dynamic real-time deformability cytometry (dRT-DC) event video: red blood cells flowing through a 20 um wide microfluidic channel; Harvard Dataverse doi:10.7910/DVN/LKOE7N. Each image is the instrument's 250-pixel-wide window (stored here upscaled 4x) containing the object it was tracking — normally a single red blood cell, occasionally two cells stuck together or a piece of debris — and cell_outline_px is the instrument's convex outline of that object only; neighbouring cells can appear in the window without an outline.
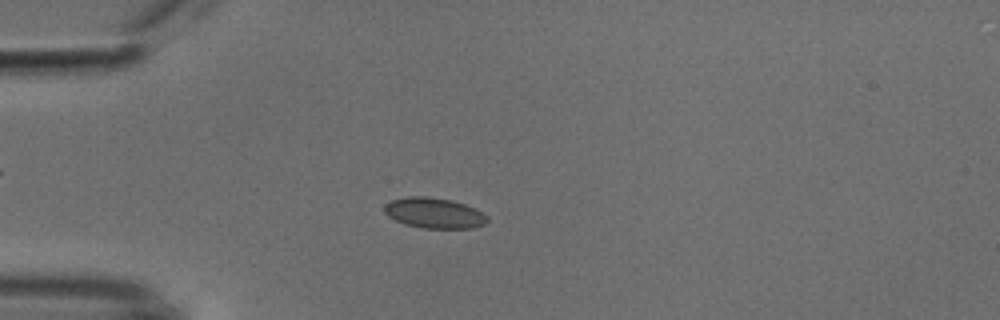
{"species": "common noctule bat (a hibernating species)", "species_latin": "Nyctalus noctula", "temperature_condition": "cold", "stored_images_in_passage": 53, "camera_frame_rate_fps": 3000, "um_per_image_px": 0.085, "animal": {"sex": "male", "body_mass_g": 18.8}, "frame": {"image": 1, "passage_image": 14, "time_ms": 4.333, "image_size_px": [1000, 320], "cell_outline_px": [[488, 220], [484, 224], [472, 228], [424, 228], [404, 224], [388, 216], [384, 212], [384, 204], [392, 200], [408, 196], [428, 196], [452, 200], [464, 204], [488, 216]], "centroid_in_image_um": [36.87, 18.1], "position_along_channel_um": 48.1, "area_um2": 18.21}}
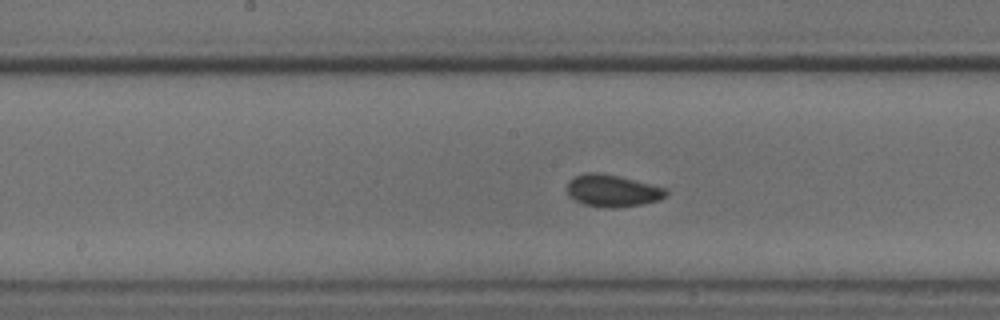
{"frame": {"image": 2, "passage_image": 27, "time_ms": 8.667, "image_size_px": [1000, 320], "cell_outline_px": [[668, 196], [660, 200], [640, 204], [612, 208], [608, 208], [584, 204], [568, 196], [568, 180], [584, 172], [600, 172], [668, 188]], "centroid_in_image_um": [52.08, 16.2], "position_along_channel_um": 196.1, "area_um2": 18.5}}
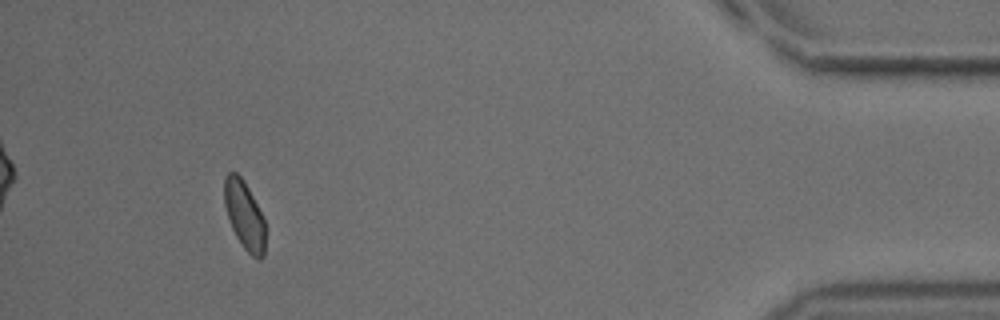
{"frame": {"image": 3, "passage_image": 49, "time_ms": 16.0, "image_size_px": [1000, 320], "cell_outline_px": [[264, 256], [260, 260], [252, 256], [244, 248], [236, 236], [232, 228], [224, 204], [224, 176], [228, 172], [236, 172], [244, 180], [264, 216]], "centroid_in_image_um": [20.77, 18.26], "position_along_channel_um": 414.4, "area_um2": 16.36}, "authors_computed_cell_mechanics": {"area_um2": 17.8024, "velocity_mm_per_s": 3.795, "shape_relaxation_time_tau1_ms": null, "shape_relaxation_time_tau2_ms": 0.9767, "deformation_change_tau1": null, "deformation_change_tau2": 0.0372}}